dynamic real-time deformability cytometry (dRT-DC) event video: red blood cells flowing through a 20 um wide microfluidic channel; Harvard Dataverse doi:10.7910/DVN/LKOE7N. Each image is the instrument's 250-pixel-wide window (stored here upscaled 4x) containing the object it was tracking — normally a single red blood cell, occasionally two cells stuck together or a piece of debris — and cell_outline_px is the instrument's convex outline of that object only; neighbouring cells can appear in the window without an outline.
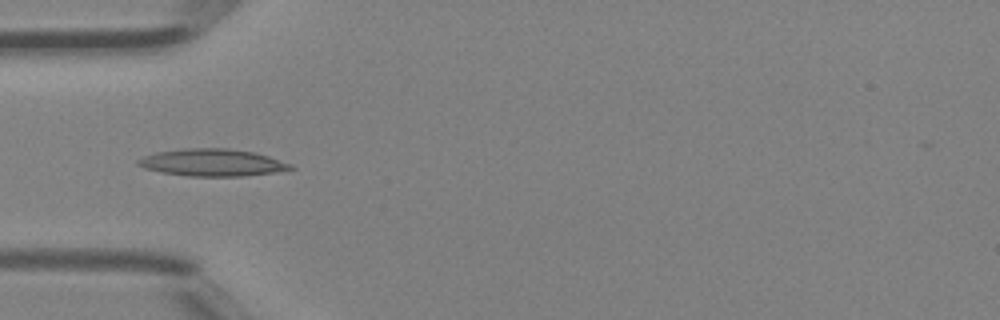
{"species": "Egyptian fruit bat (a non-hibernating species)", "species_latin": "Rousettus aegyptiacus", "temperature_condition": "room temperature", "stored_images_in_passage": 7, "camera_frame_rate_fps": 3000, "um_per_image_px": 0.085, "animal": {"sex": "female"}, "frame": {"image": 1, "passage_image": 5, "time_ms": 1.333, "image_size_px": [1000, 320], "cell_outline_px": [[296, 168], [272, 172], [244, 176], [188, 176], [164, 172], [144, 168], [136, 164], [136, 160], [144, 156], [156, 152], [180, 148], [228, 148], [252, 152], [268, 156], [292, 164]], "centroid_in_image_um": [18.02, 13.81], "position_along_channel_um": 67.0, "area_um2": 24.04}}
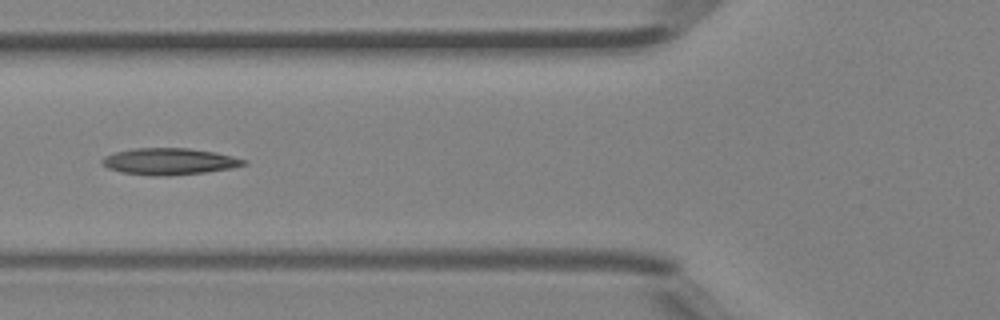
{"frame": {"image": 2, "passage_image": 6, "time_ms": 1.667, "image_size_px": [1000, 320], "cell_outline_px": [[248, 164], [232, 168], [204, 172], [168, 176], [152, 176], [120, 172], [108, 168], [100, 164], [100, 160], [104, 156], [112, 152], [132, 148], [188, 148], [216, 152], [248, 160]], "centroid_in_image_um": [14.35, 13.72], "position_along_channel_um": 111.4, "area_um2": 22.31}}
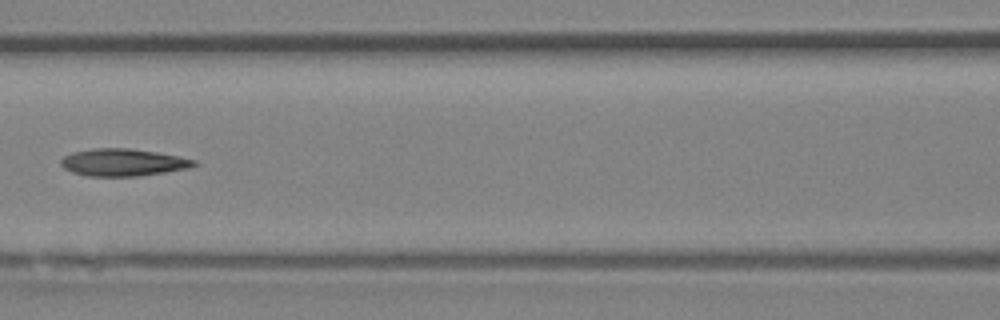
{"frame": {"image": 3, "passage_image": 7, "time_ms": 2.0, "image_size_px": [1000, 320], "cell_outline_px": [[196, 164], [188, 168], [140, 176], [88, 176], [72, 172], [64, 168], [60, 164], [60, 160], [64, 156], [72, 152], [96, 148], [128, 148], [156, 152], [196, 160]], "centroid_in_image_um": [10.41, 13.8], "position_along_channel_um": 156.2, "area_um2": 20.98}}